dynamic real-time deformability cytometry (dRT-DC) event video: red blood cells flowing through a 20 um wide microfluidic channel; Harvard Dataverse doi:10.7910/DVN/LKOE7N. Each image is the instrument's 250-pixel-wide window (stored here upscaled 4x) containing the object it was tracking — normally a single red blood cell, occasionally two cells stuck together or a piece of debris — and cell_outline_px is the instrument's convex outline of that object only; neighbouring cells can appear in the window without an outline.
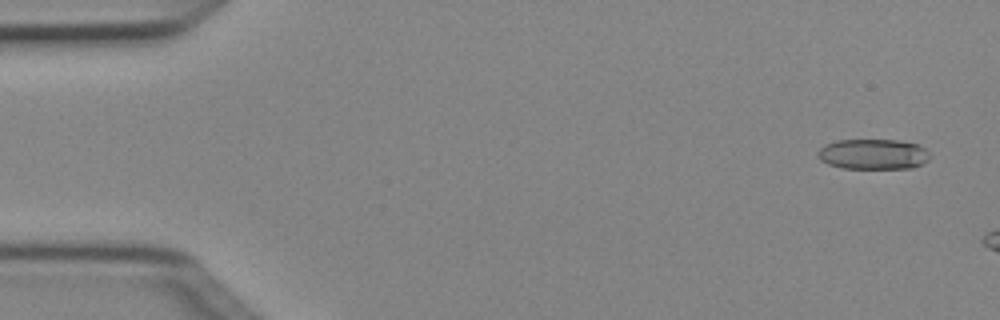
{"species": "Egyptian fruit bat (a non-hibernating species)", "species_latin": "Rousettus aegyptiacus", "temperature_condition": "cold", "stored_images_in_passage": 4, "camera_frame_rate_fps": 3000, "um_per_image_px": 0.085, "animal": {"sex": "female"}, "frame": {"image": 1, "passage_image": 1, "time_ms": 0.0, "image_size_px": [1000, 320], "cell_outline_px": [[928, 160], [912, 168], [840, 168], [828, 164], [820, 160], [816, 156], [816, 152], [824, 144], [836, 140], [896, 140], [916, 144], [924, 148], [928, 152]], "centroid_in_image_um": [74.14, 13.1], "position_along_channel_um": 10.9, "area_um2": 19.83}}